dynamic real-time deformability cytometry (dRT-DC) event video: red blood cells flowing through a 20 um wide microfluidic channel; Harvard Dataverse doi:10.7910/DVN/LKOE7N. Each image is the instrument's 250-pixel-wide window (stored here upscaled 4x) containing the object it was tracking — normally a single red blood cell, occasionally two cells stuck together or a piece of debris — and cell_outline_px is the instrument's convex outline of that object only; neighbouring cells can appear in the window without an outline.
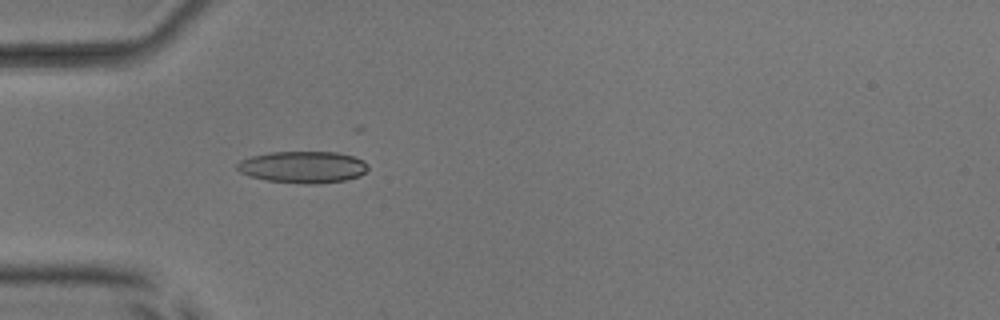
{"species": "common noctule bat (a hibernating species)", "species_latin": "Nyctalus noctula", "temperature_condition": "room temperature", "stored_images_in_passage": 39, "camera_frame_rate_fps": 3000, "um_per_image_px": 0.085, "animal": {"sex": "male", "body_mass_g": 17.9, "forearm_length_mm": 54.2}, "frame": {"image": 1, "passage_image": 5, "time_ms": 1.333, "image_size_px": [1000, 320], "cell_outline_px": [[368, 168], [360, 176], [344, 180], [312, 184], [308, 184], [268, 180], [252, 176], [240, 172], [236, 168], [236, 164], [240, 160], [252, 156], [272, 152], [336, 152], [352, 156], [364, 160], [368, 164]], "centroid_in_image_um": [25.76, 14.19], "position_along_channel_um": 59.2, "area_um2": 23.99}}
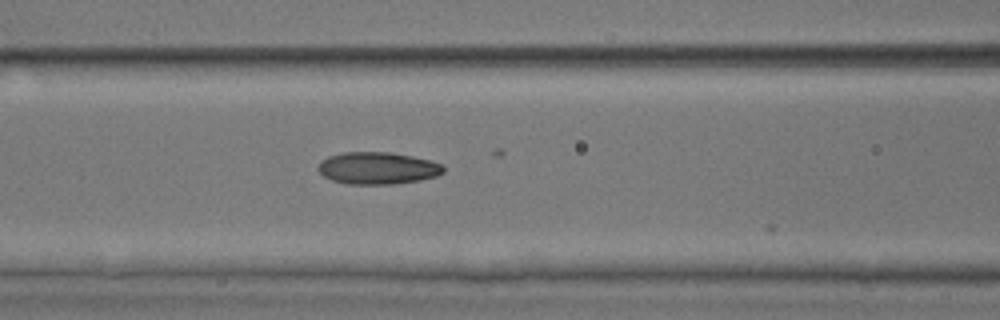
{"frame": {"image": 2, "passage_image": 11, "time_ms": 3.333, "image_size_px": [1000, 320], "cell_outline_px": [[444, 172], [436, 176], [420, 180], [396, 184], [348, 184], [332, 180], [324, 176], [316, 168], [320, 160], [328, 156], [344, 152], [392, 152], [412, 156], [444, 164]], "centroid_in_image_um": [32.09, 14.29], "position_along_channel_um": 134.5, "area_um2": 23.64}}
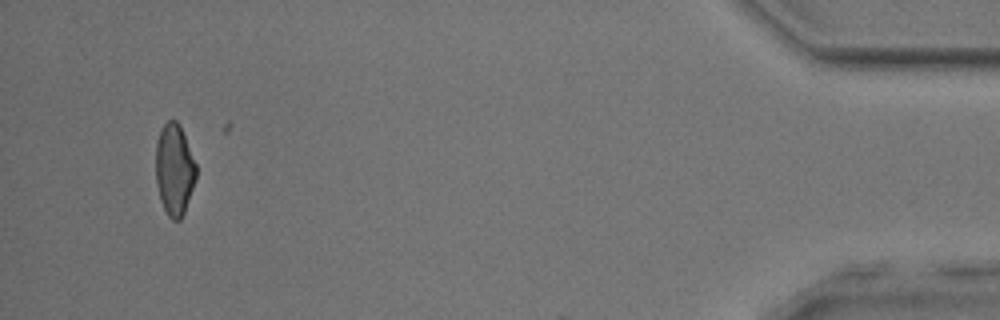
{"frame": {"image": 3, "passage_image": 38, "time_ms": 12.333, "image_size_px": [1000, 320], "cell_outline_px": [[196, 180], [184, 212], [180, 220], [172, 220], [168, 216], [160, 200], [156, 184], [156, 144], [160, 132], [164, 124], [168, 120], [176, 120], [180, 124], [196, 164]], "centroid_in_image_um": [14.82, 14.42], "position_along_channel_um": 420.4, "area_um2": 21.5}}